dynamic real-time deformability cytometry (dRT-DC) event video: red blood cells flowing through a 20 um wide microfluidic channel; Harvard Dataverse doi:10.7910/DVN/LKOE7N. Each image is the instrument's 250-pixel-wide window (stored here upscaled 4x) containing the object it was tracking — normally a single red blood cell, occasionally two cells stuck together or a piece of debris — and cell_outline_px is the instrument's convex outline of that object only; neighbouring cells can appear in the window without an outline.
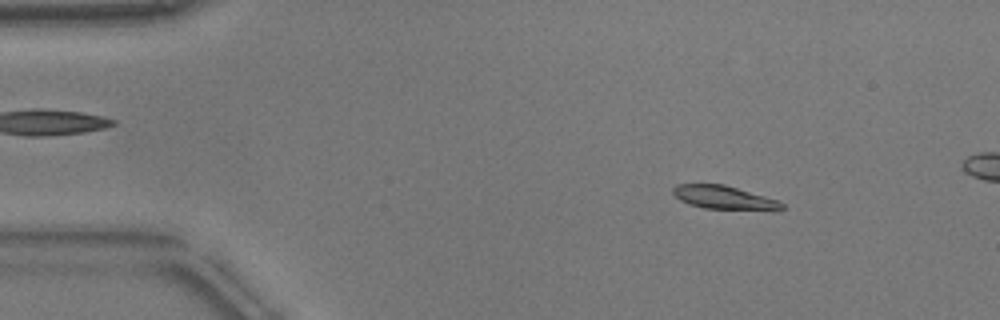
{"species": "common noctule bat (a hibernating species)", "species_latin": "Nyctalus noctula", "temperature_condition": "warm", "stored_images_in_passage": 14, "camera_frame_rate_fps": 3000, "um_per_image_px": 0.085, "animal": {"sex": "male", "body_mass_g": 17.9}, "frame": {"image": 1, "passage_image": 7, "time_ms": 2.0, "image_size_px": [1000, 320], "cell_outline_px": [[784, 208], [772, 212], [704, 208], [688, 204], [680, 200], [672, 192], [672, 188], [676, 184], [724, 184], [764, 196], [776, 200], [784, 204]], "centroid_in_image_um": [61.59, 16.82], "position_along_channel_um": 23.4, "area_um2": 15.26}}